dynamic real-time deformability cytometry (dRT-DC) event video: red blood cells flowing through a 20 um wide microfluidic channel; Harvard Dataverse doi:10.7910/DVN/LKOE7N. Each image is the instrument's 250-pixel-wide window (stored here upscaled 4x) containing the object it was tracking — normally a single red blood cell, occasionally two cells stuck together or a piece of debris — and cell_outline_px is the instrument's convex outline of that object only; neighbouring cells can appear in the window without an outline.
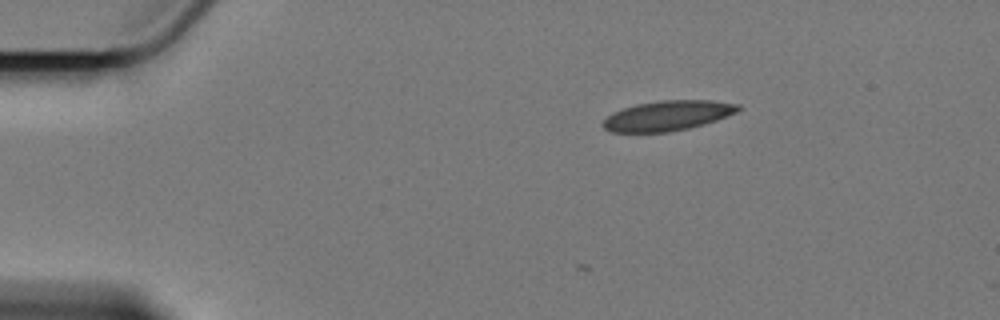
{"species": "Egyptian fruit bat (a non-hibernating species)", "species_latin": "Rousettus aegyptiacus", "temperature_condition": "cold", "stored_images_in_passage": 8, "camera_frame_rate_fps": 3000, "um_per_image_px": 0.085, "animal": {"sex": "female"}, "frame": {"image": 1, "passage_image": 1, "time_ms": 0.0, "image_size_px": [1000, 320], "cell_outline_px": [[740, 108], [736, 112], [716, 120], [688, 128], [668, 132], [612, 132], [604, 128], [600, 124], [612, 112], [636, 104], [660, 100], [712, 100], [740, 104]], "centroid_in_image_um": [56.72, 9.82], "position_along_channel_um": 28.3, "area_um2": 23.52}}